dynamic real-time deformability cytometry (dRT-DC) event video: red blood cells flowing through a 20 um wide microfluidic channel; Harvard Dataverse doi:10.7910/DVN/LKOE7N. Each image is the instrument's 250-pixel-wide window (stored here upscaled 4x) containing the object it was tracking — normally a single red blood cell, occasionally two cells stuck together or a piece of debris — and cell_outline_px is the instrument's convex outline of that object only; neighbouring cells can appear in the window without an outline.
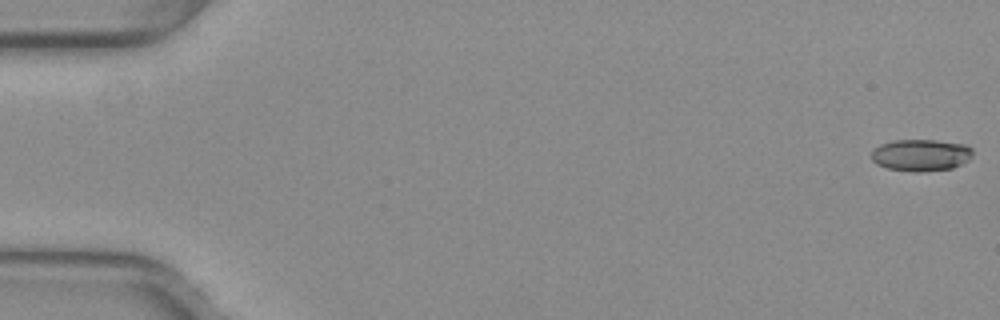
{"species": "common noctule bat (a hibernating species)", "species_latin": "Nyctalus noctula", "temperature_condition": "warm", "stored_images_in_passage": 48, "camera_frame_rate_fps": 3000, "um_per_image_px": 0.085, "animal": {"sex": "female", "body_mass_g": 29.2, "forearm_length_mm": 56.3}, "frame": {"image": 1, "passage_image": 1, "time_ms": 0.0, "image_size_px": [1000, 320], "cell_outline_px": [[972, 156], [968, 160], [952, 168], [920, 172], [916, 172], [888, 168], [876, 164], [872, 160], [872, 152], [880, 144], [896, 140], [936, 140], [964, 144], [972, 148]], "centroid_in_image_um": [78.28, 13.18], "position_along_channel_um": 6.7, "area_um2": 18.67}}
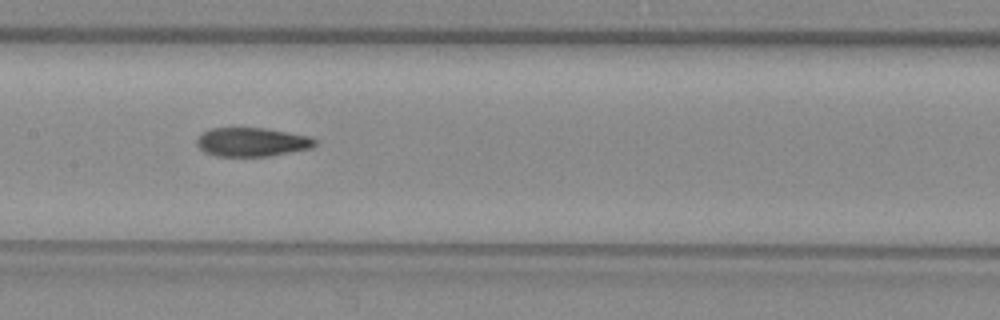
{"frame": {"image": 2, "passage_image": 27, "time_ms": 8.667, "image_size_px": [1000, 320], "cell_outline_px": [[316, 144], [312, 148], [268, 156], [216, 156], [204, 152], [196, 144], [196, 140], [208, 128], [264, 128], [312, 136], [316, 140]], "centroid_in_image_um": [21.43, 12.07], "position_along_channel_um": 186.0, "area_um2": 19.88}}
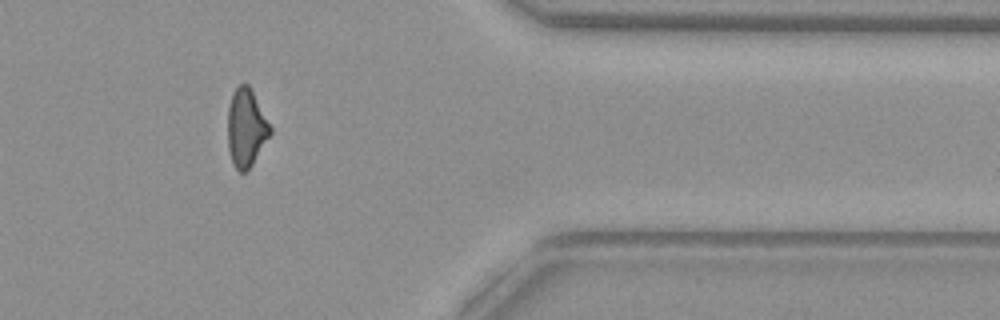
{"frame": {"image": 3, "passage_image": 44, "time_ms": 14.333, "image_size_px": [1000, 320], "cell_outline_px": [[272, 132], [252, 164], [244, 172], [240, 172], [232, 164], [228, 148], [228, 108], [232, 92], [240, 84], [248, 84], [272, 128]], "centroid_in_image_um": [20.91, 10.87], "position_along_channel_um": 390.5, "area_um2": 19.07}, "authors_computed_cell_mechanics": {"area_um2": 19.8832, "velocity_mm_per_s": 3.9773, "shape_relaxation_time_tau1_ms": 9.6386, "shape_relaxation_time_tau2_ms": 2.5694, "deformation_change_tau1": 0.2508, "deformation_change_tau2": 0.1052}}